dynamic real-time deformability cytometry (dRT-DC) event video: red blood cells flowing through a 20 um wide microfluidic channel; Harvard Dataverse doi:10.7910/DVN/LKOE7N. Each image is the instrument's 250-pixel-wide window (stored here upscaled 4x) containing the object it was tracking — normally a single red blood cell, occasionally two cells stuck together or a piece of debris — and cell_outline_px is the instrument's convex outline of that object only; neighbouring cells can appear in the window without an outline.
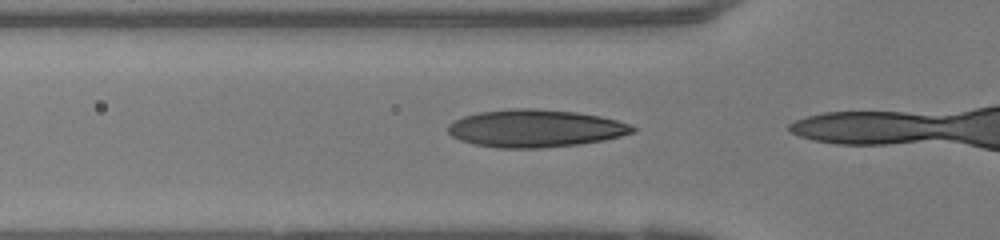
{"species": "human", "species_latin": "Homo sapiens", "temperature_condition": "warm", "stored_images_in_passage": 12, "camera_frame_rate_fps": 3000, "um_per_image_px": 0.085, "donor": {"sex": "female"}, "frame": {"image": 1, "passage_image": 10, "time_ms": 3.0, "image_size_px": [1000, 240], "cell_outline_px": [[636, 132], [604, 140], [580, 144], [540, 148], [496, 148], [472, 144], [460, 140], [452, 136], [448, 132], [448, 124], [464, 116], [480, 112], [516, 108], [536, 108], [576, 112], [600, 116], [632, 124], [636, 128]], "centroid_in_image_um": [45.52, 10.92], "position_along_channel_um": 80.3, "area_um2": 40.58}}